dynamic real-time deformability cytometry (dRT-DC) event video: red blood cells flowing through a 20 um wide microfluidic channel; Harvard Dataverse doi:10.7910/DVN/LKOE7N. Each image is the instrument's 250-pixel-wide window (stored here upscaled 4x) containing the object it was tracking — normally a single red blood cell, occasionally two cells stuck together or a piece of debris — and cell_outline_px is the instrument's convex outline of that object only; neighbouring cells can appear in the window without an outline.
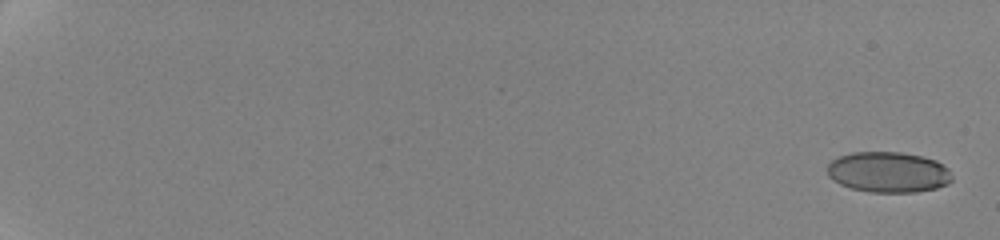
{"species": "human", "species_latin": "Homo sapiens", "temperature_condition": "cold", "stored_images_in_passage": 37, "camera_frame_rate_fps": 3000, "um_per_image_px": 0.085, "donor": {"sex": "female"}, "frame": {"image": 1, "passage_image": 1, "time_ms": 0.0, "image_size_px": [1000, 240], "cell_outline_px": [[952, 180], [948, 184], [936, 188], [916, 192], [872, 192], [852, 188], [840, 184], [828, 176], [828, 164], [832, 160], [840, 156], [852, 152], [900, 152], [920, 156], [936, 160], [948, 168], [952, 176]], "centroid_in_image_um": [75.52, 14.63], "position_along_channel_um": 9.5, "area_um2": 29.48}}
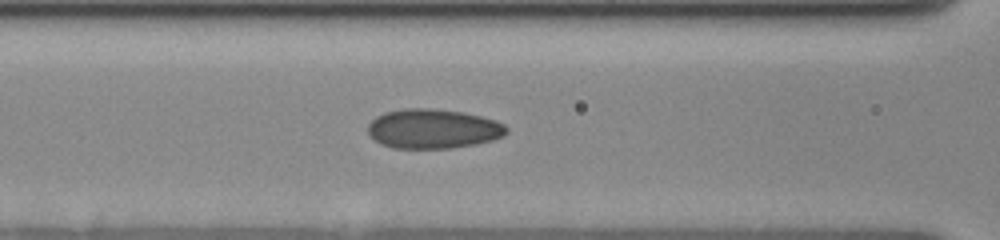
{"frame": {"image": 2, "passage_image": 22, "time_ms": 9.667, "image_size_px": [1000, 240], "cell_outline_px": [[508, 132], [504, 136], [492, 140], [476, 144], [452, 148], [392, 148], [380, 144], [368, 136], [368, 124], [376, 116], [384, 112], [404, 108], [432, 108], [460, 112], [480, 116], [496, 120], [504, 124], [508, 128]], "centroid_in_image_um": [36.79, 10.95], "position_along_channel_um": 129.8, "area_um2": 32.19}}
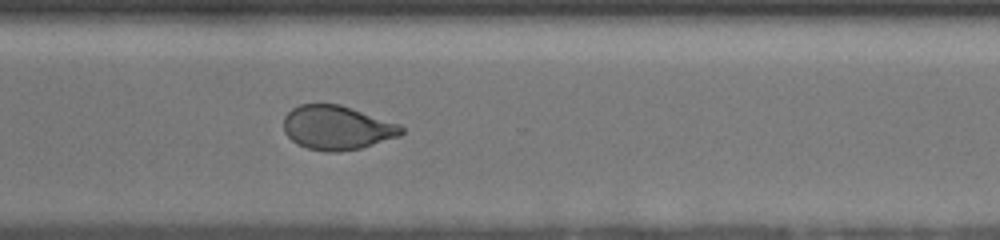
{"frame": {"image": 3, "passage_image": 37, "time_ms": 15.667, "image_size_px": [1000, 240], "cell_outline_px": [[404, 132], [400, 136], [360, 148], [336, 152], [328, 152], [308, 148], [296, 144], [284, 132], [284, 116], [292, 108], [300, 104], [340, 104], [400, 124], [404, 128]], "centroid_in_image_um": [28.64, 10.85], "position_along_channel_um": 342.0, "area_um2": 30.29}}